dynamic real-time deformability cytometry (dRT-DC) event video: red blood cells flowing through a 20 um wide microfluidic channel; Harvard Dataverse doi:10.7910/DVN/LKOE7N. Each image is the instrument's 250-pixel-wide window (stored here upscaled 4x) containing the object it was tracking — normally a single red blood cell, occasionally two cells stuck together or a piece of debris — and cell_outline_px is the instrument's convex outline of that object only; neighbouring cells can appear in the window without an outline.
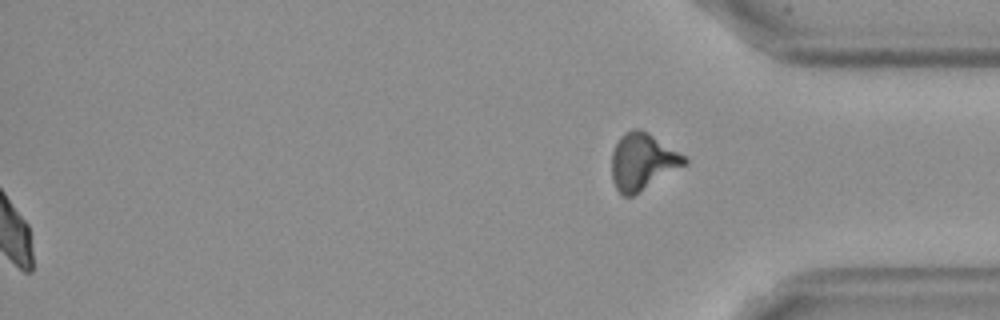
{"species": "Egyptian fruit bat (a non-hibernating species)", "species_latin": "Rousettus aegyptiacus", "temperature_condition": "cold", "stored_images_in_passage": 57, "camera_frame_rate_fps": 3000, "um_per_image_px": 0.085, "frame": {"image": 1, "passage_image": 57, "time_ms": 18.667, "image_size_px": [1000, 320], "cell_outline_px": [[688, 164], [632, 196], [624, 196], [616, 188], [612, 180], [612, 152], [620, 136], [624, 132], [632, 128], [640, 128], [648, 132], [684, 156], [688, 160]], "centroid_in_image_um": [54.6, 13.72], "position_along_channel_um": 380.6, "area_um2": 23.93}, "authors_computed_cell_mechanics": {"area_um2": 23.409, "velocity_mm_per_s": 3.5677, "shape_relaxation_time_tau1_ms": 6.5159, "shape_relaxation_time_tau2_ms": 5.9141, "deformation_change_tau1": 0.1395, "deformation_change_tau2": 0.1005}}